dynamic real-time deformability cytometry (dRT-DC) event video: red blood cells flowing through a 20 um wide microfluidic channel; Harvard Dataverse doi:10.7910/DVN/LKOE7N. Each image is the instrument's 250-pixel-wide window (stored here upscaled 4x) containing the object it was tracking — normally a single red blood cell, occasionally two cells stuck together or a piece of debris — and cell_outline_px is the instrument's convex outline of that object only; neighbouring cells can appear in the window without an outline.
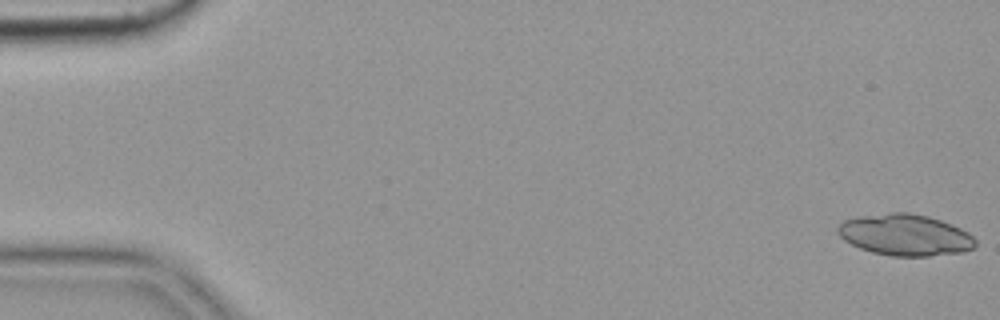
{"species": "common noctule bat (a hibernating species)", "species_latin": "Nyctalus noctula", "temperature_condition": "cold", "stored_images_in_passage": 55, "segment_of_instrument_passage": [1, 2], "camera_frame_rate_fps": 3000, "um_per_image_px": 0.085, "animal": {"sex": "female", "body_mass_g": 19.9}, "frame": {"image": 1, "passage_image": 1, "time_ms": 0.0, "image_size_px": [1000, 320], "cell_outline_px": [[976, 244], [972, 248], [960, 252], [928, 256], [892, 256], [872, 252], [860, 248], [844, 240], [836, 232], [836, 228], [844, 220], [860, 216], [892, 212], [908, 212], [928, 216], [952, 224], [968, 232], [976, 240]], "centroid_in_image_um": [76.92, 19.96], "position_along_channel_um": 8.1, "area_um2": 33.12}}
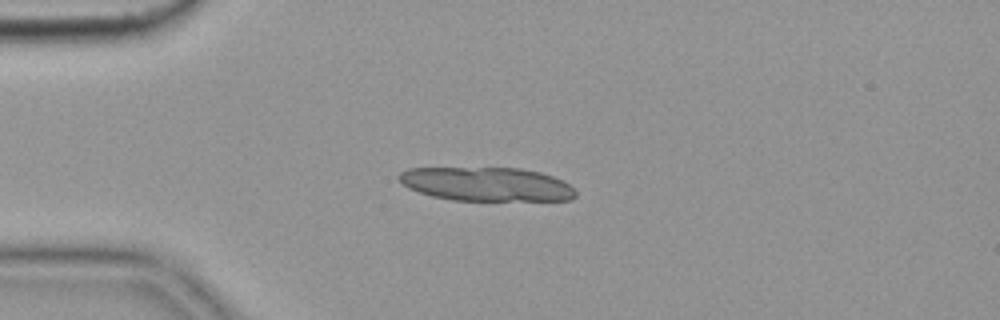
{"frame": {"image": 2, "passage_image": 14, "time_ms": 4.333, "image_size_px": [1000, 320], "cell_outline_px": [[576, 196], [572, 200], [452, 200], [432, 196], [408, 188], [396, 176], [400, 172], [408, 168], [520, 168], [540, 172], [552, 176], [568, 184], [576, 192]], "centroid_in_image_um": [41.34, 15.65], "position_along_channel_um": 43.7, "area_um2": 34.68}}